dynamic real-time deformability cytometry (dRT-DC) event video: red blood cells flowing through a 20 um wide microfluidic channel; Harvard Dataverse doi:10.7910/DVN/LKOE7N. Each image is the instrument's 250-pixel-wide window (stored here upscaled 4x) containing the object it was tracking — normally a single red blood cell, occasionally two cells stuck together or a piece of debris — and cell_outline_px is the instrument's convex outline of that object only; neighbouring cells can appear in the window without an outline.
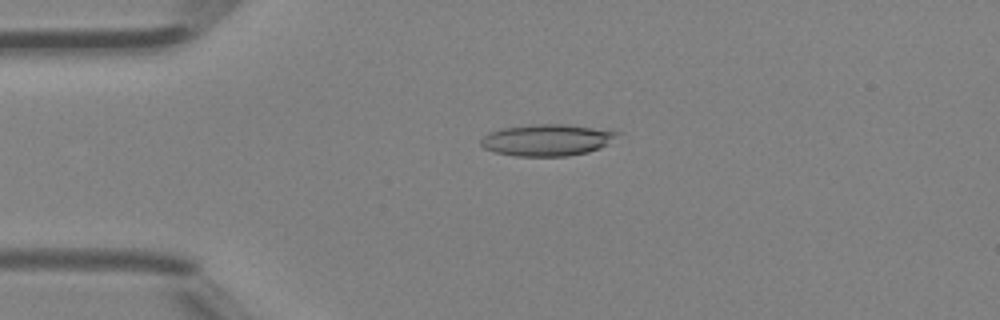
{"species": "Egyptian fruit bat (a non-hibernating species)", "species_latin": "Rousettus aegyptiacus", "temperature_condition": "room temperature", "stored_images_in_passage": 4, "camera_frame_rate_fps": 3000, "um_per_image_px": 0.085, "animal": {"sex": "female"}, "frame": {"image": 1, "passage_image": 3, "time_ms": 0.667, "image_size_px": [1000, 320], "cell_outline_px": [[620, 132], [600, 148], [588, 152], [568, 156], [516, 156], [496, 152], [484, 148], [480, 144], [480, 140], [488, 132], [504, 128], [532, 124], [568, 124]], "centroid_in_image_um": [46.44, 11.9], "position_along_channel_um": 38.6, "area_um2": 24.85}}